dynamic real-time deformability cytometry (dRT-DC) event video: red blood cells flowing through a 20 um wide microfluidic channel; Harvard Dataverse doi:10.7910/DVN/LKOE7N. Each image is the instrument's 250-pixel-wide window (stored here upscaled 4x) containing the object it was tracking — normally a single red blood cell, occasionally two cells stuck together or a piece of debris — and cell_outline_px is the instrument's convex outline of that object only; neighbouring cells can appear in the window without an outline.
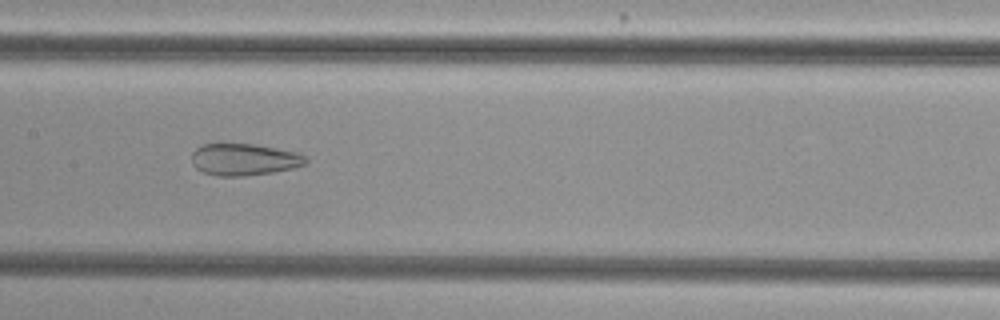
{"species": "common noctule bat (a hibernating species)", "species_latin": "Nyctalus noctula", "temperature_condition": "cold", "stored_images_in_passage": 54, "camera_frame_rate_fps": 3000, "um_per_image_px": 0.085, "animal": {"sex": "female", "body_mass_g": 29.2, "forearm_length_mm": 56.3}, "frame": {"image": 1, "passage_image": 27, "time_ms": 8.667, "image_size_px": [1000, 320], "cell_outline_px": [[308, 164], [292, 168], [272, 172], [244, 176], [216, 176], [204, 172], [196, 168], [192, 164], [192, 152], [196, 148], [204, 144], [252, 144], [276, 148], [296, 152], [304, 156], [308, 160]], "centroid_in_image_um": [20.74, 13.56], "position_along_channel_um": 186.7, "area_um2": 21.1}}
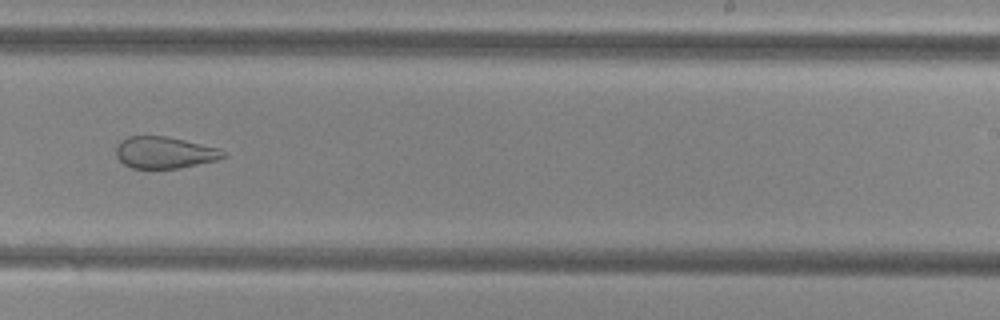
{"frame": {"image": 2, "passage_image": 34, "time_ms": 11.0, "image_size_px": [1000, 320], "cell_outline_px": [[228, 156], [216, 160], [180, 168], [132, 168], [124, 164], [116, 156], [116, 148], [120, 140], [128, 136], [168, 136], [220, 148], [228, 152]], "centroid_in_image_um": [14.02, 12.96], "position_along_channel_um": 275.0, "area_um2": 20.0}}
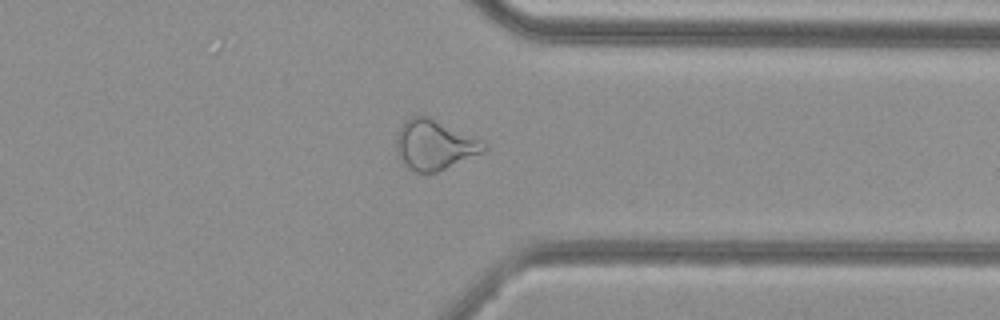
{"frame": {"image": 3, "passage_image": 42, "time_ms": 13.667, "image_size_px": [1000, 320], "cell_outline_px": [[488, 148], [484, 152], [436, 172], [416, 172], [400, 164], [396, 152], [396, 136], [400, 128], [412, 116], [428, 116], [480, 140], [488, 144]], "centroid_in_image_um": [36.9, 12.34], "position_along_channel_um": 374.5, "area_um2": 25.26}, "authors_computed_cell_mechanics": {"area_um2": 28.0908, "velocity_mm_per_s": 3.7984, "shape_relaxation_time_tau1_ms": null, "shape_relaxation_time_tau2_ms": 1.9841, "deformation_change_tau1": null, "deformation_change_tau2": 0.1017}}